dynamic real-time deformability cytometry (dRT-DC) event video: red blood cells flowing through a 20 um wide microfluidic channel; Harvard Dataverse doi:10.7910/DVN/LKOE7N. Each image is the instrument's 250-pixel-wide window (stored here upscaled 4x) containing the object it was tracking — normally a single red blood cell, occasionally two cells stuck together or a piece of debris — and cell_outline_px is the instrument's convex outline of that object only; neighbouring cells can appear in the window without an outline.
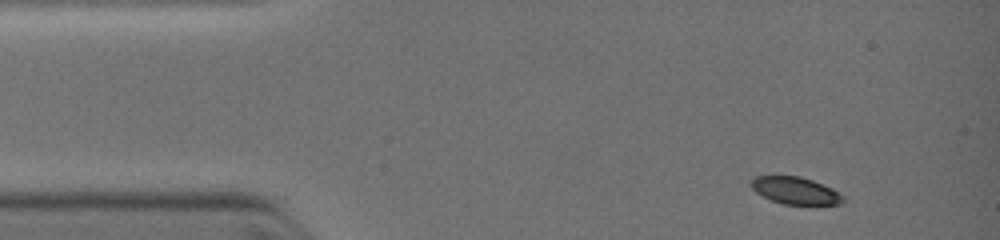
{"species": "common noctule bat (a hibernating species)", "species_latin": "Nyctalus noctula", "temperature_condition": "warm", "stored_images_in_passage": 7, "camera_frame_rate_fps": 3000, "um_per_image_px": 0.085, "animal": {"sex": "female", "body_mass_g": 19.0, "forearm_length_mm": 51.5}, "frame": {"image": 1, "passage_image": 1, "time_ms": 0.0, "image_size_px": [1000, 240], "cell_outline_px": [[844, 200], [840, 204], [780, 204], [756, 192], [748, 184], [756, 176], [800, 176], [812, 180], [832, 188], [840, 192], [844, 196]], "centroid_in_image_um": [67.61, 16.19], "position_along_channel_um": 17.4, "area_um2": 14.51}}
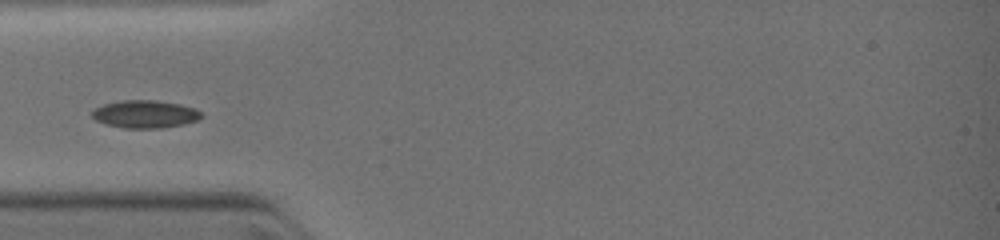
{"frame": {"image": 2, "passage_image": 6, "time_ms": 2.667, "image_size_px": [1000, 240], "cell_outline_px": [[200, 116], [196, 120], [184, 124], [160, 128], [124, 128], [108, 124], [96, 120], [92, 116], [92, 112], [96, 108], [104, 104], [124, 100], [156, 100], [180, 104], [196, 108], [200, 112]], "centroid_in_image_um": [12.34, 9.69], "position_along_channel_um": 72.7, "area_um2": 17.4}}